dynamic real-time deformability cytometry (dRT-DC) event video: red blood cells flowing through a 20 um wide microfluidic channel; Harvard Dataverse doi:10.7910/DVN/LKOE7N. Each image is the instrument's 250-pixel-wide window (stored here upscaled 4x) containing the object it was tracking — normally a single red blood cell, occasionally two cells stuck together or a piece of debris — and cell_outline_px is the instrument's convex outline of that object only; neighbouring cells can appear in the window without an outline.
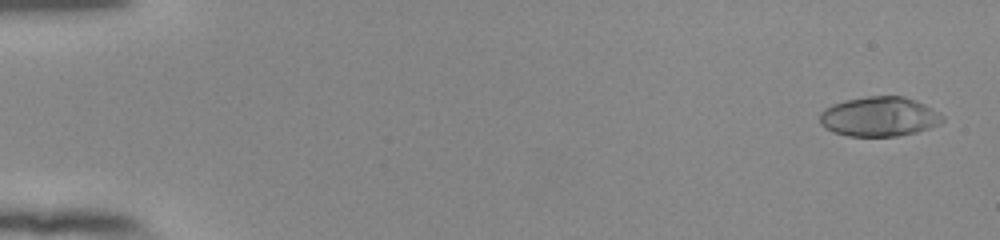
{"species": "human", "species_latin": "Homo sapiens", "temperature_condition": "room temperature", "stored_images_in_passage": 54, "camera_frame_rate_fps": 3000, "um_per_image_px": 0.085, "donor": {"sex": "female"}, "frame": {"image": 1, "passage_image": 3, "time_ms": 0.667, "image_size_px": [1000, 240], "cell_outline_px": [[944, 120], [940, 124], [916, 132], [896, 136], [848, 136], [832, 132], [824, 128], [820, 124], [820, 112], [824, 108], [832, 104], [844, 100], [868, 96], [904, 96], [916, 100], [932, 108], [944, 116]], "centroid_in_image_um": [74.71, 9.91], "position_along_channel_um": 10.3, "area_um2": 28.55}}
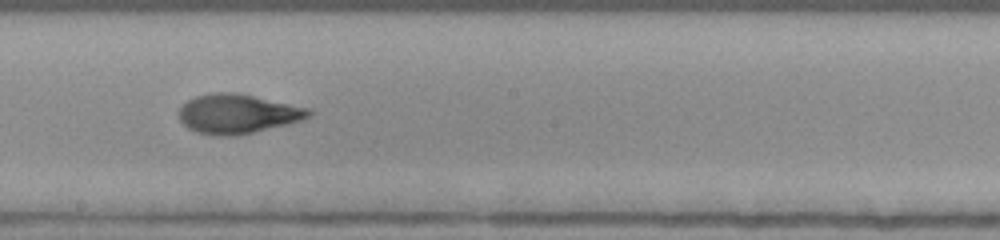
{"frame": {"image": 2, "passage_image": 32, "time_ms": 10.333, "image_size_px": [1000, 240], "cell_outline_px": [[312, 116], [304, 120], [288, 124], [252, 132], [232, 136], [216, 136], [196, 132], [188, 128], [180, 120], [180, 108], [188, 100], [196, 96], [212, 92], [240, 92], [312, 108]], "centroid_in_image_um": [20.26, 9.66], "position_along_channel_um": 227.9, "area_um2": 30.17}}
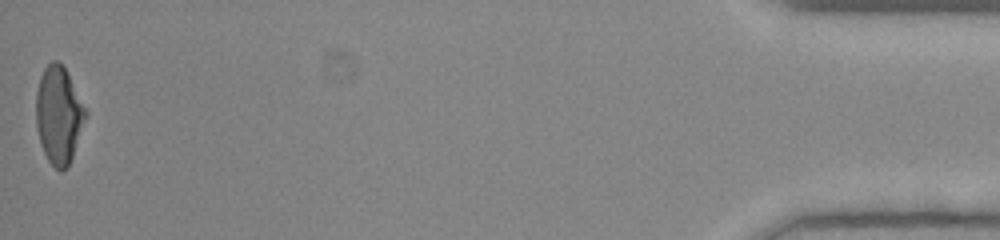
{"frame": {"image": 3, "passage_image": 54, "time_ms": 17.667, "image_size_px": [1000, 240], "cell_outline_px": [[88, 116], [68, 168], [60, 172], [48, 160], [40, 144], [36, 128], [36, 92], [40, 76], [44, 68], [52, 60], [56, 60], [68, 72], [88, 112]], "centroid_in_image_um": [5.01, 9.79], "position_along_channel_um": 430.2, "area_um2": 28.5}, "authors_computed_cell_mechanics": {"area_um2": 28.5243, "velocity_mm_per_s": 3.9617, "shape_relaxation_time_tau1_ms": 6.4774, "shape_relaxation_time_tau2_ms": 1.2808, "deformation_change_tau1": 0.2382, "deformation_change_tau2": 0.0763}}